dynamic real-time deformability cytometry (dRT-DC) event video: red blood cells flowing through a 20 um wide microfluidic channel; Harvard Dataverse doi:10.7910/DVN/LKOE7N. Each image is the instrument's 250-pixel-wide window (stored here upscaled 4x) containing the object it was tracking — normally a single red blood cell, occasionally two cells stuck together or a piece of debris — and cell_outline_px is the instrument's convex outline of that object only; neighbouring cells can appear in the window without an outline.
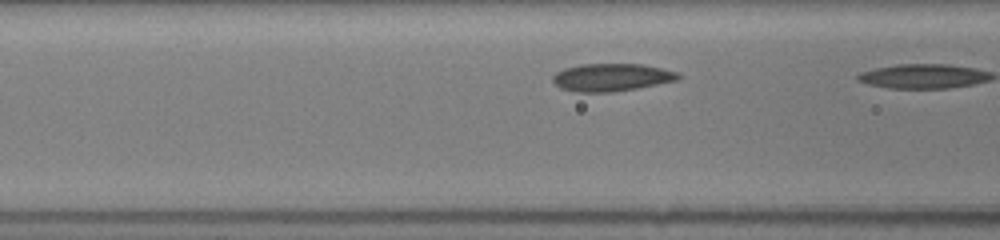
{"species": "common noctule bat (a hibernating species)", "species_latin": "Nyctalus noctula", "temperature_condition": "room temperature", "stored_images_in_passage": 5, "camera_frame_rate_fps": 3000, "um_per_image_px": 0.085, "animal": {"sex": "female", "body_mass_g": 19.5, "forearm_length_mm": 54.1}, "frame": {"image": 1, "passage_image": 4, "time_ms": 1.0, "image_size_px": [1000, 240], "cell_outline_px": [[680, 80], [636, 88], [612, 92], [576, 92], [560, 88], [552, 80], [552, 76], [556, 72], [564, 68], [580, 64], [644, 64], [676, 72], [680, 76]], "centroid_in_image_um": [51.96, 6.57], "position_along_channel_um": 114.6, "area_um2": 20.23}}